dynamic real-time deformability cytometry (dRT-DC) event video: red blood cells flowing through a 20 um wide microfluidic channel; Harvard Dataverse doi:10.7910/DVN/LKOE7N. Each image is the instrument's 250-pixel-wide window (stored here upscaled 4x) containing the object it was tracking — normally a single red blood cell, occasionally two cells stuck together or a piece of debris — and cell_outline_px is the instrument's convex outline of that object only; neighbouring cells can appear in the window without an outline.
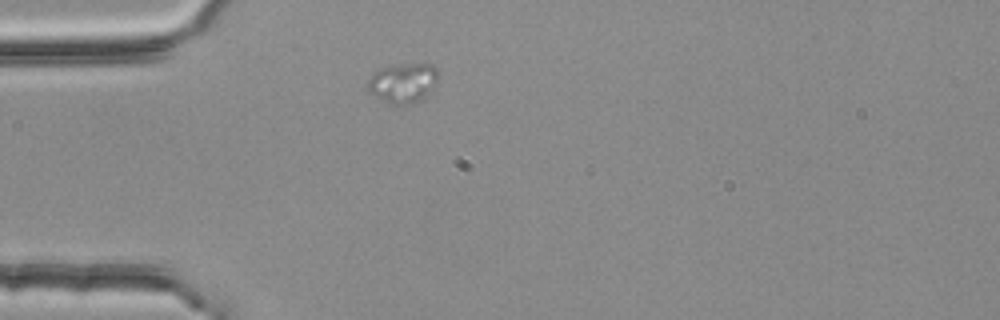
{"species": "common noctule bat (a hibernating species)", "species_latin": "Nyctalus noctula", "temperature_condition": "room temperature", "stored_images_in_passage": 1, "camera_frame_rate_fps": 3000, "um_per_image_px": 0.085, "animal": {"sex": "female", "body_mass_g": 25.1}, "frame": {"image": 1, "passage_image": 1, "time_ms": 0.0, "image_size_px": [1000, 320], "cell_outline_px": [[440, 76], [436, 84], [432, 88], [416, 100], [404, 104], [388, 104], [376, 96], [368, 88], [368, 80], [380, 68], [392, 64], [432, 64], [440, 72]], "centroid_in_image_um": [34.28, 7.0], "position_along_channel_um": 50.7, "area_um2": 15.95}}